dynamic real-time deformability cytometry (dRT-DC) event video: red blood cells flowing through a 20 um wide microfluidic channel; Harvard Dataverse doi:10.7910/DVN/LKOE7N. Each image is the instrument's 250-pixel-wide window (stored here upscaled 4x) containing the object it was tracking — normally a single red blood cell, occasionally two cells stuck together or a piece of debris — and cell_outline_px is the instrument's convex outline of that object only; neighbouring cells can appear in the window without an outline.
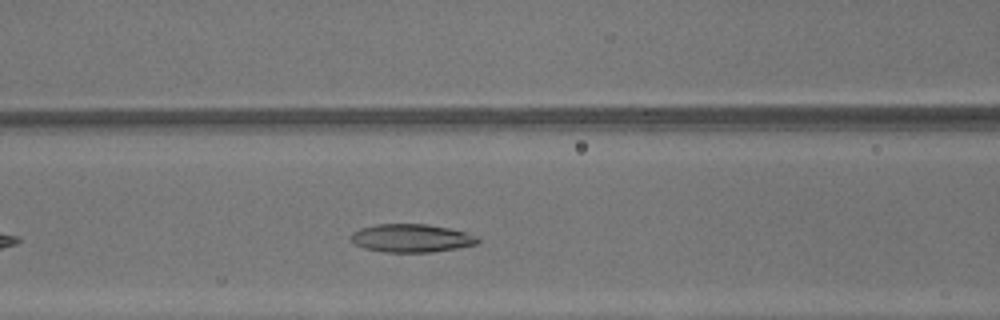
{"species": "common noctule bat (a hibernating species)", "species_latin": "Nyctalus noctula", "temperature_condition": "warm", "stored_images_in_passage": 26, "camera_frame_rate_fps": 3000, "um_per_image_px": 0.085, "animal": {"sex": "male", "body_mass_g": 13.3}, "frame": {"image": 1, "passage_image": 8, "time_ms": 2.333, "image_size_px": [1000, 320], "cell_outline_px": [[480, 240], [476, 244], [428, 252], [384, 252], [364, 248], [356, 244], [348, 236], [352, 232], [360, 228], [376, 224], [428, 224], [468, 232], [476, 236]], "centroid_in_image_um": [34.93, 20.23], "position_along_channel_um": 131.7, "area_um2": 20.69}}
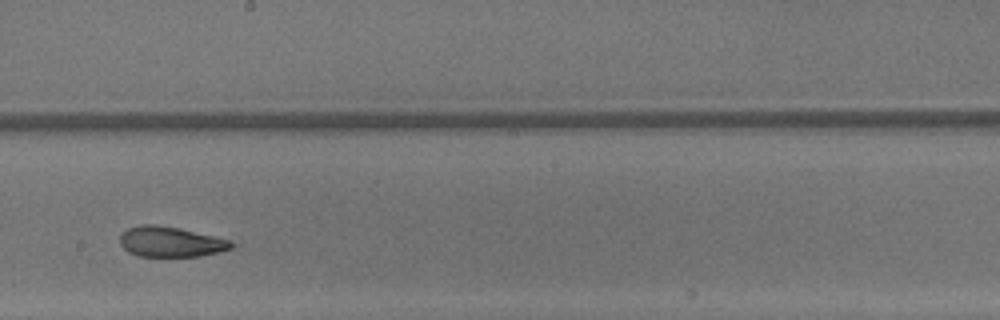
{"frame": {"image": 2, "passage_image": 15, "time_ms": 4.667, "image_size_px": [1000, 320], "cell_outline_px": [[240, 244], [232, 248], [220, 252], [200, 256], [140, 256], [128, 252], [120, 244], [120, 236], [128, 228], [140, 224], [152, 224], [180, 228], [216, 236]], "centroid_in_image_um": [14.56, 20.55], "position_along_channel_um": 233.6, "area_um2": 19.83}}
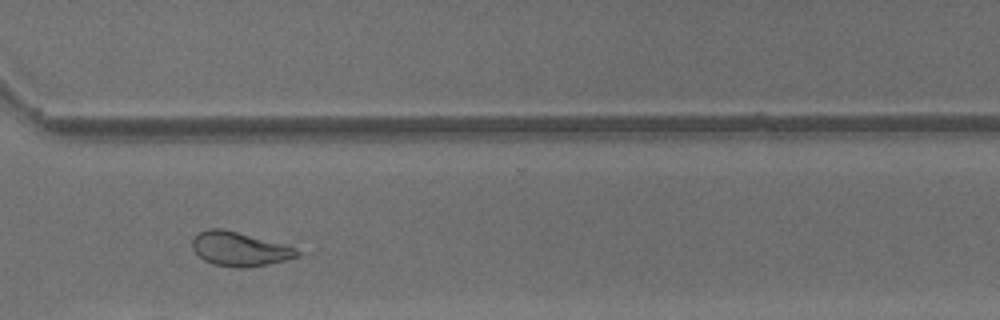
{"frame": {"image": 3, "passage_image": 23, "time_ms": 7.333, "image_size_px": [1000, 320], "cell_outline_px": [[300, 256], [268, 264], [212, 264], [204, 260], [192, 248], [192, 240], [200, 232], [208, 228], [224, 228], [280, 244], [292, 248], [300, 252]], "centroid_in_image_um": [20.3, 21.11], "position_along_channel_um": 350.3, "area_um2": 19.54}, "authors_computed_cell_mechanics": {"area_um2": 20.4612, "velocity_mm_per_s": 4.3839, "shape_relaxation_time_tau1_ms": null, "shape_relaxation_time_tau2_ms": 1.255, "deformation_change_tau1": null, "deformation_change_tau2": 0.0782}}